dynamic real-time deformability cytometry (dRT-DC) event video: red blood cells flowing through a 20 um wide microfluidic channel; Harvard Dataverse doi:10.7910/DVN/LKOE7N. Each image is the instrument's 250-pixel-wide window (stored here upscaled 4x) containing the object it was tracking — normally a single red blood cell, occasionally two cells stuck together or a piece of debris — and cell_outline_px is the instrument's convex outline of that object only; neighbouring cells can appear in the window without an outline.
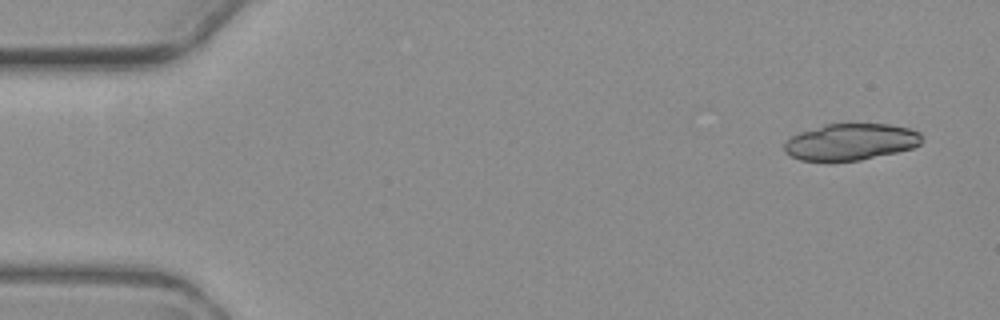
{"species": "common noctule bat (a hibernating species)", "species_latin": "Nyctalus noctula", "temperature_condition": "warm", "stored_images_in_passage": 4, "camera_frame_rate_fps": 3000, "um_per_image_px": 0.085, "animal": {"sex": "female", "body_mass_g": 19.3, "forearm_length_mm": 54.1}, "frame": {"image": 1, "passage_image": 1, "time_ms": 0.0, "image_size_px": [1000, 320], "cell_outline_px": [[924, 140], [920, 144], [912, 148], [896, 152], [860, 160], [800, 160], [784, 152], [784, 144], [792, 136], [800, 132], [824, 124], [848, 120], [888, 124], [908, 128], [920, 132]], "centroid_in_image_um": [72.34, 12.0], "position_along_channel_um": 12.7, "area_um2": 30.0}}